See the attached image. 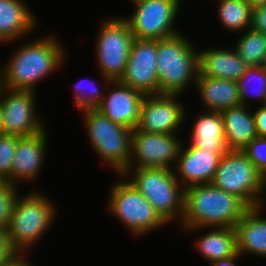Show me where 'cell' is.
<instances>
[{
	"instance_id": "f35d334b",
	"label": "cell",
	"mask_w": 266,
	"mask_h": 266,
	"mask_svg": "<svg viewBox=\"0 0 266 266\" xmlns=\"http://www.w3.org/2000/svg\"><path fill=\"white\" fill-rule=\"evenodd\" d=\"M1 66L2 65H0V93H1V90L3 88V80H2V69H1Z\"/></svg>"
},
{
	"instance_id": "ffe728a7",
	"label": "cell",
	"mask_w": 266,
	"mask_h": 266,
	"mask_svg": "<svg viewBox=\"0 0 266 266\" xmlns=\"http://www.w3.org/2000/svg\"><path fill=\"white\" fill-rule=\"evenodd\" d=\"M199 74L238 81L248 67L235 49H206L198 51Z\"/></svg>"
},
{
	"instance_id": "484cf974",
	"label": "cell",
	"mask_w": 266,
	"mask_h": 266,
	"mask_svg": "<svg viewBox=\"0 0 266 266\" xmlns=\"http://www.w3.org/2000/svg\"><path fill=\"white\" fill-rule=\"evenodd\" d=\"M244 32H240L242 35L233 48L248 67L262 66L266 57V34L251 28Z\"/></svg>"
},
{
	"instance_id": "7a4b0ae2",
	"label": "cell",
	"mask_w": 266,
	"mask_h": 266,
	"mask_svg": "<svg viewBox=\"0 0 266 266\" xmlns=\"http://www.w3.org/2000/svg\"><path fill=\"white\" fill-rule=\"evenodd\" d=\"M250 207L237 195L201 184L184 189V212L180 228L231 227Z\"/></svg>"
},
{
	"instance_id": "e0dca14e",
	"label": "cell",
	"mask_w": 266,
	"mask_h": 266,
	"mask_svg": "<svg viewBox=\"0 0 266 266\" xmlns=\"http://www.w3.org/2000/svg\"><path fill=\"white\" fill-rule=\"evenodd\" d=\"M47 128L43 131L18 137L13 158L11 184L33 183L40 175L48 145ZM29 181V182H28Z\"/></svg>"
},
{
	"instance_id": "30bf717a",
	"label": "cell",
	"mask_w": 266,
	"mask_h": 266,
	"mask_svg": "<svg viewBox=\"0 0 266 266\" xmlns=\"http://www.w3.org/2000/svg\"><path fill=\"white\" fill-rule=\"evenodd\" d=\"M183 0H137L132 15L123 17L137 39L159 40L180 32L174 26ZM177 29V30H176Z\"/></svg>"
},
{
	"instance_id": "8992f818",
	"label": "cell",
	"mask_w": 266,
	"mask_h": 266,
	"mask_svg": "<svg viewBox=\"0 0 266 266\" xmlns=\"http://www.w3.org/2000/svg\"><path fill=\"white\" fill-rule=\"evenodd\" d=\"M80 113L92 150L112 171L121 175L128 168L133 130L113 123L97 109Z\"/></svg>"
},
{
	"instance_id": "cb8c5ba5",
	"label": "cell",
	"mask_w": 266,
	"mask_h": 266,
	"mask_svg": "<svg viewBox=\"0 0 266 266\" xmlns=\"http://www.w3.org/2000/svg\"><path fill=\"white\" fill-rule=\"evenodd\" d=\"M220 113L224 123L225 141L229 150H242L258 136L254 116L249 106L241 104Z\"/></svg>"
},
{
	"instance_id": "277c9868",
	"label": "cell",
	"mask_w": 266,
	"mask_h": 266,
	"mask_svg": "<svg viewBox=\"0 0 266 266\" xmlns=\"http://www.w3.org/2000/svg\"><path fill=\"white\" fill-rule=\"evenodd\" d=\"M198 51L181 32L157 40L159 94L183 95L189 85H195L199 73Z\"/></svg>"
},
{
	"instance_id": "83f0119b",
	"label": "cell",
	"mask_w": 266,
	"mask_h": 266,
	"mask_svg": "<svg viewBox=\"0 0 266 266\" xmlns=\"http://www.w3.org/2000/svg\"><path fill=\"white\" fill-rule=\"evenodd\" d=\"M87 82H86V81ZM93 82H89V81ZM90 84V85H86ZM72 88L74 93V107L75 109H78L80 111L86 110V109H96L104 97V90H100L101 88L95 83L93 79H81L76 83ZM103 91V92H102Z\"/></svg>"
},
{
	"instance_id": "ba28073f",
	"label": "cell",
	"mask_w": 266,
	"mask_h": 266,
	"mask_svg": "<svg viewBox=\"0 0 266 266\" xmlns=\"http://www.w3.org/2000/svg\"><path fill=\"white\" fill-rule=\"evenodd\" d=\"M95 42V54L101 80L105 85L120 80L128 62L134 36L123 17L101 22Z\"/></svg>"
},
{
	"instance_id": "7402d4cb",
	"label": "cell",
	"mask_w": 266,
	"mask_h": 266,
	"mask_svg": "<svg viewBox=\"0 0 266 266\" xmlns=\"http://www.w3.org/2000/svg\"><path fill=\"white\" fill-rule=\"evenodd\" d=\"M195 86L203 110L221 112L241 105L237 81L202 76L198 73Z\"/></svg>"
},
{
	"instance_id": "5b68a950",
	"label": "cell",
	"mask_w": 266,
	"mask_h": 266,
	"mask_svg": "<svg viewBox=\"0 0 266 266\" xmlns=\"http://www.w3.org/2000/svg\"><path fill=\"white\" fill-rule=\"evenodd\" d=\"M121 175L127 177L125 179L153 205L167 224L173 220L182 221L184 188L177 180L173 169L127 168Z\"/></svg>"
},
{
	"instance_id": "5bb4252c",
	"label": "cell",
	"mask_w": 266,
	"mask_h": 266,
	"mask_svg": "<svg viewBox=\"0 0 266 266\" xmlns=\"http://www.w3.org/2000/svg\"><path fill=\"white\" fill-rule=\"evenodd\" d=\"M157 40L134 38L120 82L145 95L159 94Z\"/></svg>"
},
{
	"instance_id": "2e32d148",
	"label": "cell",
	"mask_w": 266,
	"mask_h": 266,
	"mask_svg": "<svg viewBox=\"0 0 266 266\" xmlns=\"http://www.w3.org/2000/svg\"><path fill=\"white\" fill-rule=\"evenodd\" d=\"M105 88H109V92L105 93L103 100L96 109L113 123L132 130L135 129L145 94L124 85L119 80L110 81Z\"/></svg>"
},
{
	"instance_id": "4fadbf2b",
	"label": "cell",
	"mask_w": 266,
	"mask_h": 266,
	"mask_svg": "<svg viewBox=\"0 0 266 266\" xmlns=\"http://www.w3.org/2000/svg\"><path fill=\"white\" fill-rule=\"evenodd\" d=\"M179 94L145 95L137 126L134 130L148 133L178 134L186 117L185 104Z\"/></svg>"
},
{
	"instance_id": "d6986e66",
	"label": "cell",
	"mask_w": 266,
	"mask_h": 266,
	"mask_svg": "<svg viewBox=\"0 0 266 266\" xmlns=\"http://www.w3.org/2000/svg\"><path fill=\"white\" fill-rule=\"evenodd\" d=\"M263 207H250L234 227L237 252L241 256L249 254L266 257V218L262 216Z\"/></svg>"
},
{
	"instance_id": "836d02e7",
	"label": "cell",
	"mask_w": 266,
	"mask_h": 266,
	"mask_svg": "<svg viewBox=\"0 0 266 266\" xmlns=\"http://www.w3.org/2000/svg\"><path fill=\"white\" fill-rule=\"evenodd\" d=\"M27 255L28 253H13L0 266H33L32 262L27 261Z\"/></svg>"
},
{
	"instance_id": "7c38bea8",
	"label": "cell",
	"mask_w": 266,
	"mask_h": 266,
	"mask_svg": "<svg viewBox=\"0 0 266 266\" xmlns=\"http://www.w3.org/2000/svg\"><path fill=\"white\" fill-rule=\"evenodd\" d=\"M179 138V139H178ZM182 141L177 134L132 131L128 168H174Z\"/></svg>"
},
{
	"instance_id": "e575fe53",
	"label": "cell",
	"mask_w": 266,
	"mask_h": 266,
	"mask_svg": "<svg viewBox=\"0 0 266 266\" xmlns=\"http://www.w3.org/2000/svg\"><path fill=\"white\" fill-rule=\"evenodd\" d=\"M14 252L11 250L7 231L0 228V264L8 259Z\"/></svg>"
},
{
	"instance_id": "44dd1931",
	"label": "cell",
	"mask_w": 266,
	"mask_h": 266,
	"mask_svg": "<svg viewBox=\"0 0 266 266\" xmlns=\"http://www.w3.org/2000/svg\"><path fill=\"white\" fill-rule=\"evenodd\" d=\"M201 111L196 113L197 116L193 120L189 143L200 149L216 150L223 156L229 148L225 141L222 115L217 111Z\"/></svg>"
},
{
	"instance_id": "1f68e13d",
	"label": "cell",
	"mask_w": 266,
	"mask_h": 266,
	"mask_svg": "<svg viewBox=\"0 0 266 266\" xmlns=\"http://www.w3.org/2000/svg\"><path fill=\"white\" fill-rule=\"evenodd\" d=\"M250 28L266 34V5L253 8Z\"/></svg>"
},
{
	"instance_id": "b9f144b4",
	"label": "cell",
	"mask_w": 266,
	"mask_h": 266,
	"mask_svg": "<svg viewBox=\"0 0 266 266\" xmlns=\"http://www.w3.org/2000/svg\"><path fill=\"white\" fill-rule=\"evenodd\" d=\"M0 133H1V105H0Z\"/></svg>"
},
{
	"instance_id": "3957f363",
	"label": "cell",
	"mask_w": 266,
	"mask_h": 266,
	"mask_svg": "<svg viewBox=\"0 0 266 266\" xmlns=\"http://www.w3.org/2000/svg\"><path fill=\"white\" fill-rule=\"evenodd\" d=\"M20 196L14 204L7 237L14 253H29L56 221L58 209L51 197L37 189Z\"/></svg>"
},
{
	"instance_id": "d6a6232c",
	"label": "cell",
	"mask_w": 266,
	"mask_h": 266,
	"mask_svg": "<svg viewBox=\"0 0 266 266\" xmlns=\"http://www.w3.org/2000/svg\"><path fill=\"white\" fill-rule=\"evenodd\" d=\"M256 132L259 137H266V104L252 111Z\"/></svg>"
},
{
	"instance_id": "9c48e42d",
	"label": "cell",
	"mask_w": 266,
	"mask_h": 266,
	"mask_svg": "<svg viewBox=\"0 0 266 266\" xmlns=\"http://www.w3.org/2000/svg\"><path fill=\"white\" fill-rule=\"evenodd\" d=\"M211 184L237 195L249 207L265 206L262 175L241 150H229L221 157Z\"/></svg>"
},
{
	"instance_id": "603a6c76",
	"label": "cell",
	"mask_w": 266,
	"mask_h": 266,
	"mask_svg": "<svg viewBox=\"0 0 266 266\" xmlns=\"http://www.w3.org/2000/svg\"><path fill=\"white\" fill-rule=\"evenodd\" d=\"M187 234L194 231L209 229V232L199 236L195 248L199 254L212 263L216 260L234 256L237 253V241L235 228L231 227H204V228H180Z\"/></svg>"
},
{
	"instance_id": "9a60e30c",
	"label": "cell",
	"mask_w": 266,
	"mask_h": 266,
	"mask_svg": "<svg viewBox=\"0 0 266 266\" xmlns=\"http://www.w3.org/2000/svg\"><path fill=\"white\" fill-rule=\"evenodd\" d=\"M182 142L176 164L173 168L177 180L184 189L211 184L222 155L216 150H205Z\"/></svg>"
},
{
	"instance_id": "60d3db41",
	"label": "cell",
	"mask_w": 266,
	"mask_h": 266,
	"mask_svg": "<svg viewBox=\"0 0 266 266\" xmlns=\"http://www.w3.org/2000/svg\"><path fill=\"white\" fill-rule=\"evenodd\" d=\"M262 67L266 70V57H265V60H264Z\"/></svg>"
},
{
	"instance_id": "4dcf8cb0",
	"label": "cell",
	"mask_w": 266,
	"mask_h": 266,
	"mask_svg": "<svg viewBox=\"0 0 266 266\" xmlns=\"http://www.w3.org/2000/svg\"><path fill=\"white\" fill-rule=\"evenodd\" d=\"M241 151L261 175L266 172V137H255Z\"/></svg>"
},
{
	"instance_id": "ab89813d",
	"label": "cell",
	"mask_w": 266,
	"mask_h": 266,
	"mask_svg": "<svg viewBox=\"0 0 266 266\" xmlns=\"http://www.w3.org/2000/svg\"><path fill=\"white\" fill-rule=\"evenodd\" d=\"M6 183L7 180L0 175V188H2Z\"/></svg>"
},
{
	"instance_id": "f1b7e54d",
	"label": "cell",
	"mask_w": 266,
	"mask_h": 266,
	"mask_svg": "<svg viewBox=\"0 0 266 266\" xmlns=\"http://www.w3.org/2000/svg\"><path fill=\"white\" fill-rule=\"evenodd\" d=\"M18 137L0 133V175L9 183H11L12 164Z\"/></svg>"
},
{
	"instance_id": "8d00e7d4",
	"label": "cell",
	"mask_w": 266,
	"mask_h": 266,
	"mask_svg": "<svg viewBox=\"0 0 266 266\" xmlns=\"http://www.w3.org/2000/svg\"><path fill=\"white\" fill-rule=\"evenodd\" d=\"M252 8L266 5V0H246Z\"/></svg>"
},
{
	"instance_id": "ac0fdd59",
	"label": "cell",
	"mask_w": 266,
	"mask_h": 266,
	"mask_svg": "<svg viewBox=\"0 0 266 266\" xmlns=\"http://www.w3.org/2000/svg\"><path fill=\"white\" fill-rule=\"evenodd\" d=\"M21 0H0V42L15 43L38 26L31 8Z\"/></svg>"
},
{
	"instance_id": "52a82bcc",
	"label": "cell",
	"mask_w": 266,
	"mask_h": 266,
	"mask_svg": "<svg viewBox=\"0 0 266 266\" xmlns=\"http://www.w3.org/2000/svg\"><path fill=\"white\" fill-rule=\"evenodd\" d=\"M110 187L108 212L120 219L131 235L141 237L167 223L153 205L123 175ZM113 214V215H112Z\"/></svg>"
},
{
	"instance_id": "f546056e",
	"label": "cell",
	"mask_w": 266,
	"mask_h": 266,
	"mask_svg": "<svg viewBox=\"0 0 266 266\" xmlns=\"http://www.w3.org/2000/svg\"><path fill=\"white\" fill-rule=\"evenodd\" d=\"M18 187L19 186L7 182L0 188V228L6 231L9 227L14 204L17 197L21 195L17 192Z\"/></svg>"
},
{
	"instance_id": "6da1fadb",
	"label": "cell",
	"mask_w": 266,
	"mask_h": 266,
	"mask_svg": "<svg viewBox=\"0 0 266 266\" xmlns=\"http://www.w3.org/2000/svg\"><path fill=\"white\" fill-rule=\"evenodd\" d=\"M45 36L15 48L1 67L4 88L36 92L38 84L64 64L67 50L63 41L52 34Z\"/></svg>"
},
{
	"instance_id": "8fae6325",
	"label": "cell",
	"mask_w": 266,
	"mask_h": 266,
	"mask_svg": "<svg viewBox=\"0 0 266 266\" xmlns=\"http://www.w3.org/2000/svg\"><path fill=\"white\" fill-rule=\"evenodd\" d=\"M35 93L30 90L2 88L1 134L29 136L47 128L44 120L37 115Z\"/></svg>"
},
{
	"instance_id": "4316f807",
	"label": "cell",
	"mask_w": 266,
	"mask_h": 266,
	"mask_svg": "<svg viewBox=\"0 0 266 266\" xmlns=\"http://www.w3.org/2000/svg\"><path fill=\"white\" fill-rule=\"evenodd\" d=\"M237 84L242 105L250 106V97L259 105L266 104V70L262 66L247 67Z\"/></svg>"
},
{
	"instance_id": "74e56055",
	"label": "cell",
	"mask_w": 266,
	"mask_h": 266,
	"mask_svg": "<svg viewBox=\"0 0 266 266\" xmlns=\"http://www.w3.org/2000/svg\"><path fill=\"white\" fill-rule=\"evenodd\" d=\"M262 189H263V195H265L264 192H266V172L262 175Z\"/></svg>"
},
{
	"instance_id": "d4e9b609",
	"label": "cell",
	"mask_w": 266,
	"mask_h": 266,
	"mask_svg": "<svg viewBox=\"0 0 266 266\" xmlns=\"http://www.w3.org/2000/svg\"><path fill=\"white\" fill-rule=\"evenodd\" d=\"M218 1V20L225 29L237 33L251 27L253 8L246 0Z\"/></svg>"
},
{
	"instance_id": "d590c367",
	"label": "cell",
	"mask_w": 266,
	"mask_h": 266,
	"mask_svg": "<svg viewBox=\"0 0 266 266\" xmlns=\"http://www.w3.org/2000/svg\"><path fill=\"white\" fill-rule=\"evenodd\" d=\"M240 256L241 255L237 252L234 256L209 263V266H236L235 262H237L236 260L239 259Z\"/></svg>"
}]
</instances>
